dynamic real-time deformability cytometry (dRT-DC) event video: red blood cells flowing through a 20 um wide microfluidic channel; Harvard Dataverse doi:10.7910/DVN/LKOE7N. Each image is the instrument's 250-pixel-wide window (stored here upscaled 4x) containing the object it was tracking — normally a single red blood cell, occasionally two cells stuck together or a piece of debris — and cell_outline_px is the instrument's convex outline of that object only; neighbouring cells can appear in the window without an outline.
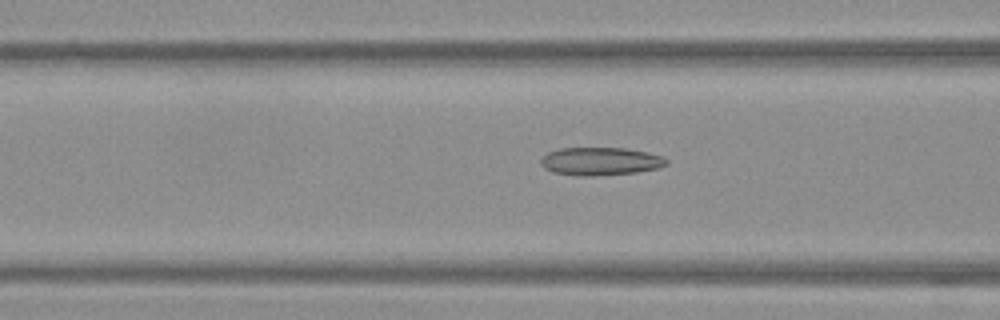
{"species": "Egyptian fruit bat (a non-hibernating species)", "species_latin": "Rousettus aegyptiacus", "temperature_condition": "warm", "stored_images_in_passage": 43, "camera_frame_rate_fps": 3000, "um_per_image_px": 0.085, "frame": {"image": 1, "passage_image": 11, "time_ms": 3.333, "image_size_px": [1000, 320], "cell_outline_px": [[668, 164], [660, 168], [636, 172], [592, 176], [580, 176], [552, 172], [544, 168], [540, 164], [540, 160], [548, 152], [560, 148], [624, 148], [648, 152], [664, 156], [668, 160]], "centroid_in_image_um": [51.06, 13.71], "position_along_channel_um": 115.5, "area_um2": 20.63}}
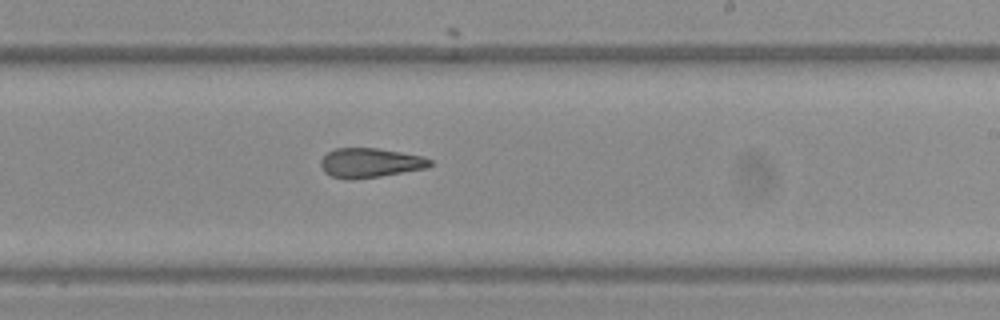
{"frame": {"image": 2, "passage_image": 22, "time_ms": 7.0, "image_size_px": [1000, 320], "cell_outline_px": [[432, 164], [428, 168], [380, 176], [352, 180], [348, 180], [332, 176], [324, 172], [320, 168], [320, 160], [328, 152], [336, 148], [376, 148], [424, 156], [432, 160]], "centroid_in_image_um": [31.46, 13.85], "position_along_channel_um": 257.5, "area_um2": 18.9}}
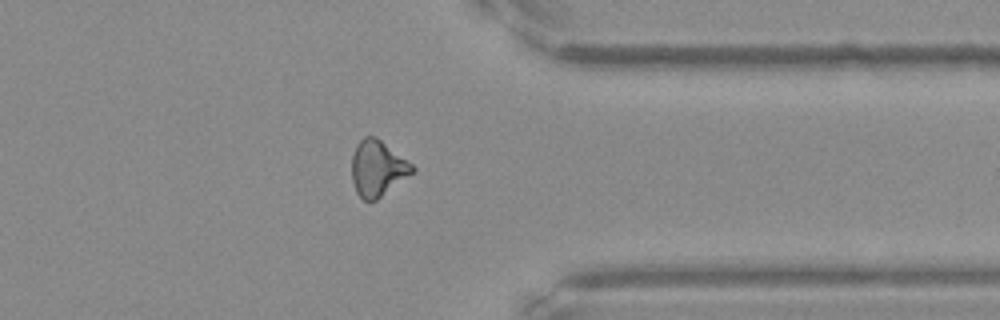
{"frame": {"image": 3, "passage_image": 32, "time_ms": 10.333, "image_size_px": [1000, 320], "cell_outline_px": [[416, 168], [412, 172], [376, 200], [364, 200], [356, 192], [352, 180], [352, 156], [356, 144], [364, 136], [376, 136], [412, 164]], "centroid_in_image_um": [32.06, 14.28], "position_along_channel_um": 379.3, "area_um2": 19.31}, "authors_computed_cell_mechanics": {"area_um2": 19.4208, "velocity_mm_per_s": 3.8652, "shape_relaxation_time_tau1_ms": null, "shape_relaxation_time_tau2_ms": 3.5968, "deformation_change_tau1": null, "deformation_change_tau2": 0.1233}}